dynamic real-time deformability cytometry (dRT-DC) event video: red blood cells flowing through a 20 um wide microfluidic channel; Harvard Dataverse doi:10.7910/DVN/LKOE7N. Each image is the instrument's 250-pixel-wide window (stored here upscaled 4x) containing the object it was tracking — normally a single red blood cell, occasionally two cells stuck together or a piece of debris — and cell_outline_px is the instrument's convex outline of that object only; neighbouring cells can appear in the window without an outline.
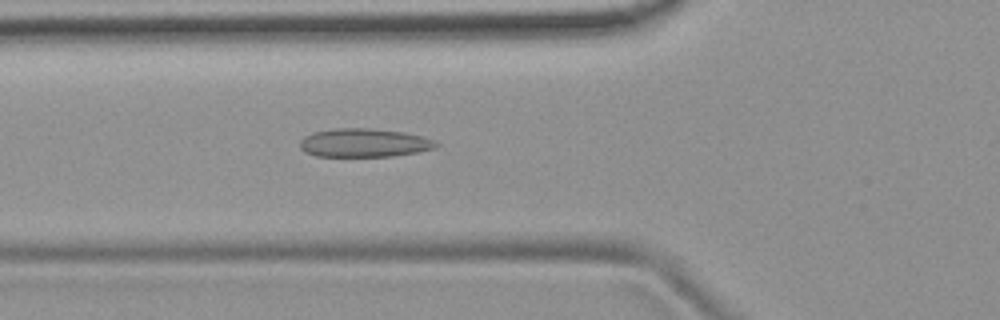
{"species": "common noctule bat (a hibernating species)", "species_latin": "Nyctalus noctula", "temperature_condition": "room temperature", "stored_images_in_passage": 36, "camera_frame_rate_fps": 3000, "um_per_image_px": 0.085, "animal": {"sex": "female", "body_mass_g": 19.9}, "frame": {"image": 1, "passage_image": 4, "time_ms": 1.0, "image_size_px": [1000, 320], "cell_outline_px": [[440, 144], [436, 148], [416, 152], [392, 156], [316, 156], [304, 152], [300, 148], [300, 140], [304, 136], [312, 132], [336, 128], [368, 128], [404, 132], [424, 136]], "centroid_in_image_um": [30.93, 12.13], "position_along_channel_um": 94.9, "area_um2": 22.72}}
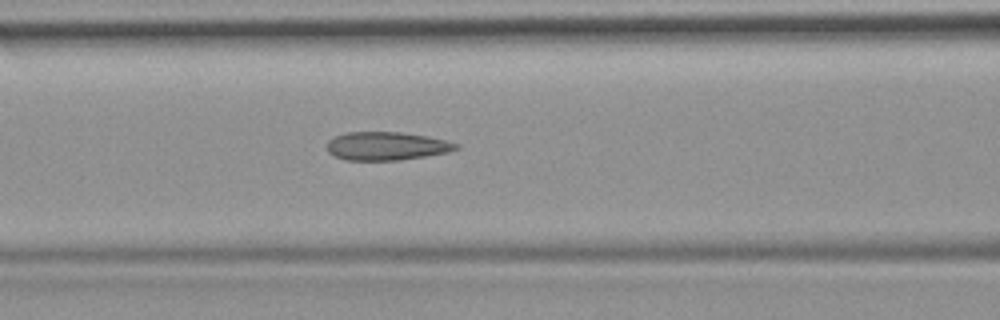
{"frame": {"image": 2, "passage_image": 7, "time_ms": 2.0, "image_size_px": [1000, 320], "cell_outline_px": [[460, 148], [448, 152], [400, 160], [348, 160], [332, 156], [328, 152], [328, 140], [336, 136], [348, 132], [400, 132], [428, 136], [460, 144]], "centroid_in_image_um": [32.86, 12.41], "position_along_channel_um": 133.7, "area_um2": 21.27}}
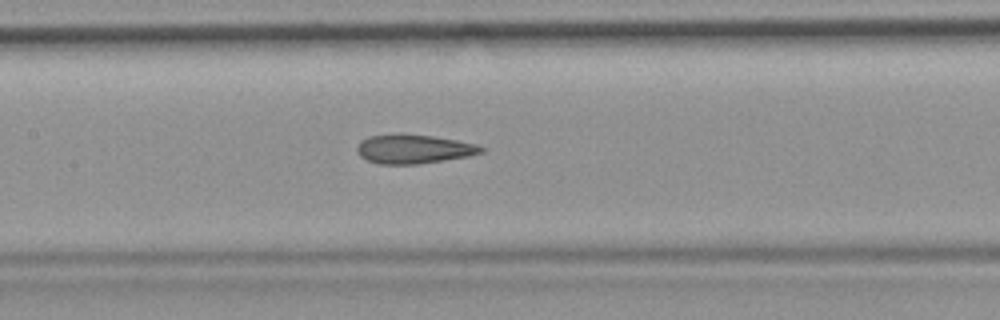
{"frame": {"image": 3, "passage_image": 10, "time_ms": 3.0, "image_size_px": [1000, 320], "cell_outline_px": [[484, 152], [468, 156], [444, 160], [416, 164], [380, 164], [368, 160], [360, 156], [356, 148], [368, 136], [432, 136], [456, 140], [476, 144], [484, 148]], "centroid_in_image_um": [35.21, 12.7], "position_along_channel_um": 172.2, "area_um2": 20.11}, "authors_computed_cell_mechanics": {"area_um2": 20.9814, "velocity_mm_per_s": 3.8423, "shape_relaxation_time_tau1_ms": null, "shape_relaxation_time_tau2_ms": 2.3688, "deformation_change_tau1": null, "deformation_change_tau2": 0.1045}}